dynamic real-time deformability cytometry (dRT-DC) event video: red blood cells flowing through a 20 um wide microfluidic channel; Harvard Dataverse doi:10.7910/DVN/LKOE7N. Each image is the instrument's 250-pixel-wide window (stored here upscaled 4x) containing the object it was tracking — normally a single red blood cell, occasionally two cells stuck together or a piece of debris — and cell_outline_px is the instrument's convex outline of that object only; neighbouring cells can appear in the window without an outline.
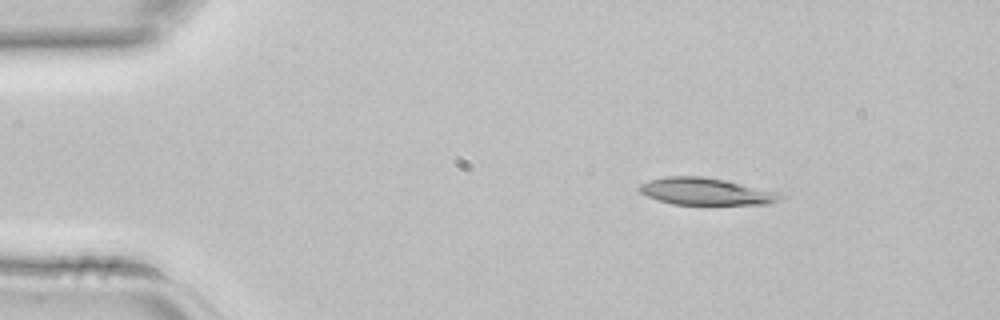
{"species": "common noctule bat (a hibernating species)", "species_latin": "Nyctalus noctula", "temperature_condition": "room temperature", "stored_images_in_passage": 3, "camera_frame_rate_fps": 3000, "um_per_image_px": 0.085, "animal": {"sex": "female", "body_mass_g": 22.7, "forearm_length_mm": 54.2}, "frame": {"image": 1, "passage_image": 1, "time_ms": 0.0, "image_size_px": [1000, 320], "cell_outline_px": [[784, 196], [780, 200], [768, 204], [672, 204], [648, 196], [640, 192], [636, 188], [640, 184], [648, 180], [664, 176], [704, 176], [724, 180], [780, 192]], "centroid_in_image_um": [59.99, 16.26], "position_along_channel_um": 25.0, "area_um2": 22.2}}